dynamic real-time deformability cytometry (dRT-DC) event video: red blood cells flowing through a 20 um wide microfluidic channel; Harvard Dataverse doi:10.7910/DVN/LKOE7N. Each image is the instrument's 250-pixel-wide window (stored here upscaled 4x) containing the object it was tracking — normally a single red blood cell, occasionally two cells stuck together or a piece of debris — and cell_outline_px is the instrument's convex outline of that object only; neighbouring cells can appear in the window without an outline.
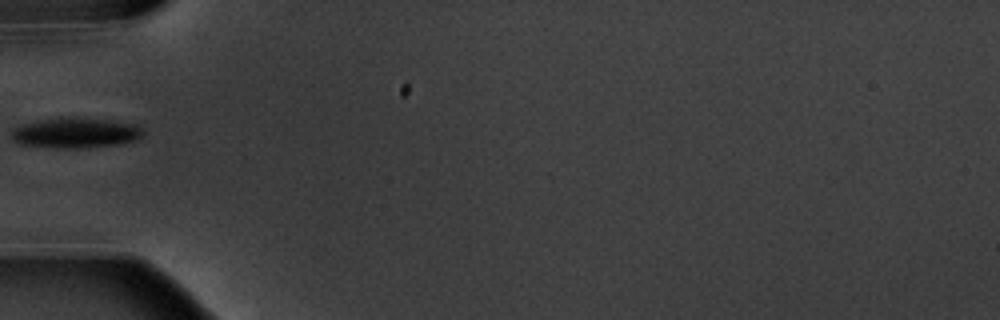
{"species": "common noctule bat (a hibernating species)", "species_latin": "Nyctalus noctula", "temperature_condition": "warm", "stored_images_in_passage": 7, "camera_frame_rate_fps": 3000, "um_per_image_px": 0.085, "animal": {"sex": "male", "body_mass_g": 20.1, "forearm_length_mm": 53.5}, "frame": {"image": 1, "passage_image": 6, "time_ms": 6.667, "image_size_px": [1000, 320], "cell_outline_px": [[144, 132], [140, 136], [132, 140], [116, 144], [80, 148], [56, 148], [20, 144], [12, 140], [12, 132], [20, 124], [40, 120], [76, 116], [108, 120], [136, 124]], "centroid_in_image_um": [6.38, 11.28], "position_along_channel_um": 78.6, "area_um2": 23.0}}